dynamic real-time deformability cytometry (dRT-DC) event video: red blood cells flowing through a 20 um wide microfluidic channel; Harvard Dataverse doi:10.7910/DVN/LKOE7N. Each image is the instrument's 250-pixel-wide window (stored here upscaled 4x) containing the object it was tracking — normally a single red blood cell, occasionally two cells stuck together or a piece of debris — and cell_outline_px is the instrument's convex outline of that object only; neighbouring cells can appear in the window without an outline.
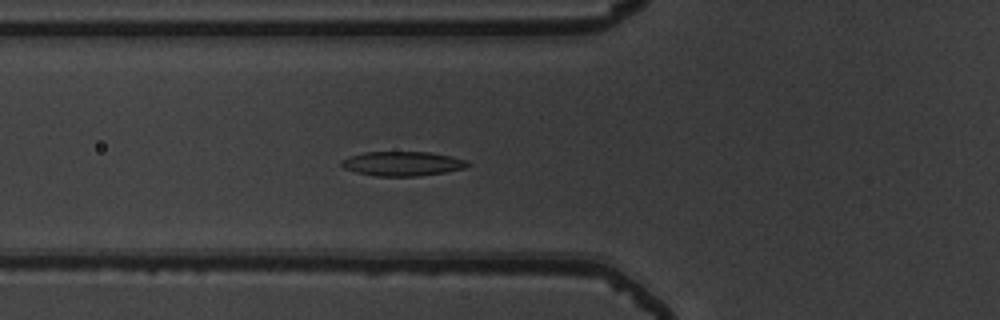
{"species": "common noctule bat (a hibernating species)", "species_latin": "Nyctalus noctula", "temperature_condition": "warm", "stored_images_in_passage": 40, "camera_frame_rate_fps": 3000, "um_per_image_px": 0.085, "animal": {"sex": "male", "body_mass_g": 19.5, "forearm_length_mm": 54.6}, "frame": {"image": 1, "passage_image": 7, "time_ms": 2.0, "image_size_px": [1000, 320], "cell_outline_px": [[472, 164], [464, 168], [444, 172], [420, 176], [376, 176], [356, 172], [344, 168], [340, 164], [340, 160], [348, 156], [364, 152], [428, 152], [452, 156], [468, 160]], "centroid_in_image_um": [34.21, 13.9], "position_along_channel_um": 91.6, "area_um2": 18.09}}
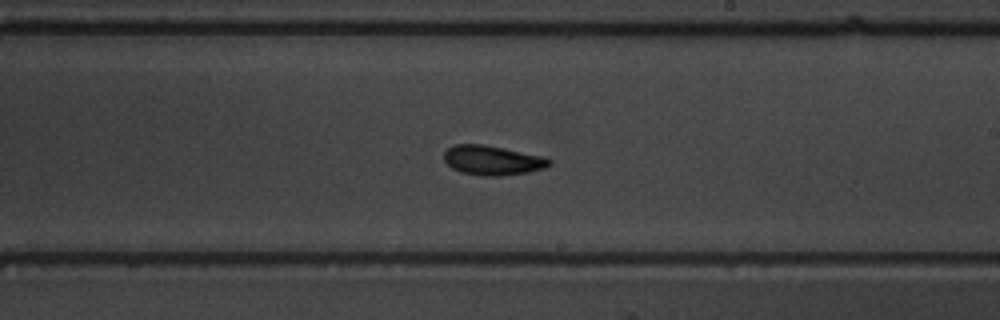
{"frame": {"image": 2, "passage_image": 19, "time_ms": 6.0, "image_size_px": [1000, 320], "cell_outline_px": [[552, 164], [544, 168], [528, 172], [500, 176], [484, 176], [460, 172], [452, 168], [444, 160], [444, 152], [448, 148], [456, 144], [484, 144], [544, 156], [552, 160]], "centroid_in_image_um": [41.87, 13.62], "position_along_channel_um": 247.1, "area_um2": 18.21}}
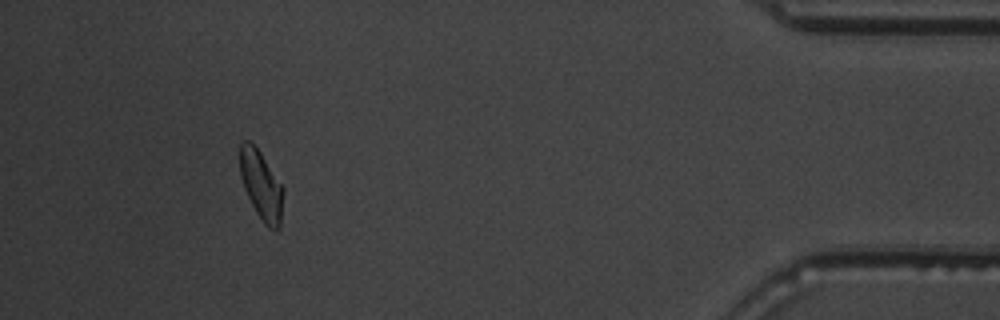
{"frame": {"image": 3, "passage_image": 36, "time_ms": 11.667, "image_size_px": [1000, 320], "cell_outline_px": [[284, 192], [280, 224], [276, 232], [268, 228], [264, 224], [256, 212], [244, 188], [240, 176], [240, 144], [244, 140], [248, 140], [260, 152], [284, 188]], "centroid_in_image_um": [22.21, 15.78], "position_along_channel_um": 413.0, "area_um2": 17.34}, "authors_computed_cell_mechanics": {"area_um2": 17.8024, "velocity_mm_per_s": 3.8991, "shape_relaxation_time_tau1_ms": 2.9583, "shape_relaxation_time_tau2_ms": 5.7526, "deformation_change_tau1": 0.1159, "deformation_change_tau2": 0.126}}